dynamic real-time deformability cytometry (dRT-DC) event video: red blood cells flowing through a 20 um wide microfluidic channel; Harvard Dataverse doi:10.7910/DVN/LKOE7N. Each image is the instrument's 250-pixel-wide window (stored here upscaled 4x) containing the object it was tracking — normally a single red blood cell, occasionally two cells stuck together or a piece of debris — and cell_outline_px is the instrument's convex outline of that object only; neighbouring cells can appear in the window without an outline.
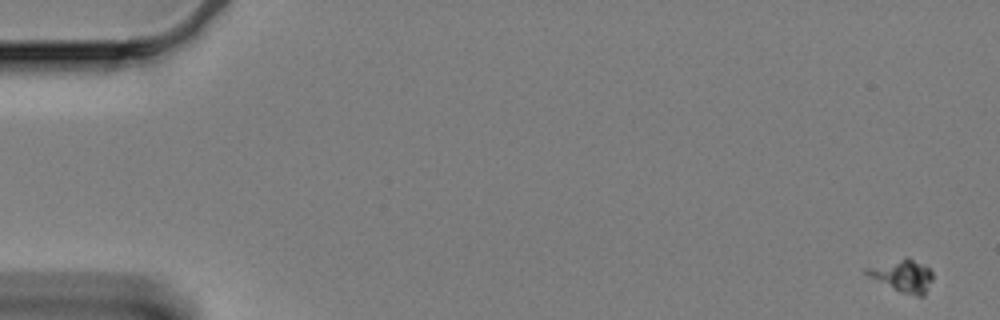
{"species": "Egyptian fruit bat (a non-hibernating species)", "species_latin": "Rousettus aegyptiacus", "temperature_condition": "cold", "stored_images_in_passage": 61, "camera_frame_rate_fps": 3000, "um_per_image_px": 0.085, "animal": {"sex": "female"}, "frame": {"image": 1, "passage_image": 1, "time_ms": 0.0, "image_size_px": [1000, 320], "cell_outline_px": [[932, 280], [924, 296], [916, 296], [900, 292], [868, 276], [864, 272], [864, 268], [904, 256], [908, 256], [928, 268], [932, 272]], "centroid_in_image_um": [76.71, 23.42], "position_along_channel_um": 8.3, "area_um2": 12.54}}
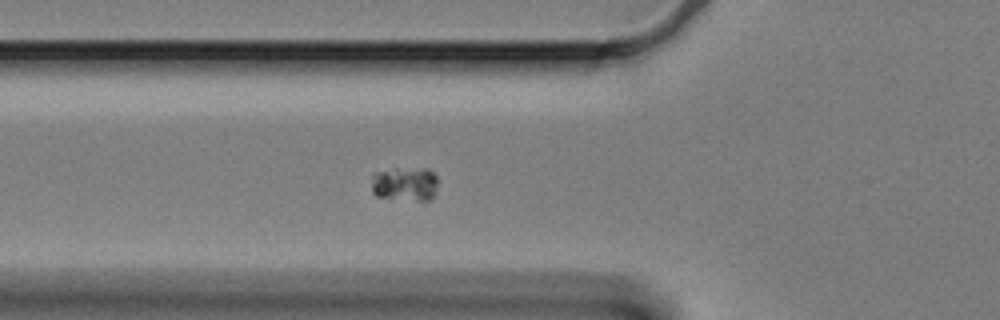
{"frame": {"image": 2, "passage_image": 22, "time_ms": 7.0, "image_size_px": [1000, 320], "cell_outline_px": [[436, 188], [432, 200], [420, 200], [376, 196], [372, 192], [372, 176], [376, 172], [424, 168], [428, 168], [436, 176]], "centroid_in_image_um": [34.44, 15.65], "position_along_channel_um": 91.4, "area_um2": 12.72}}
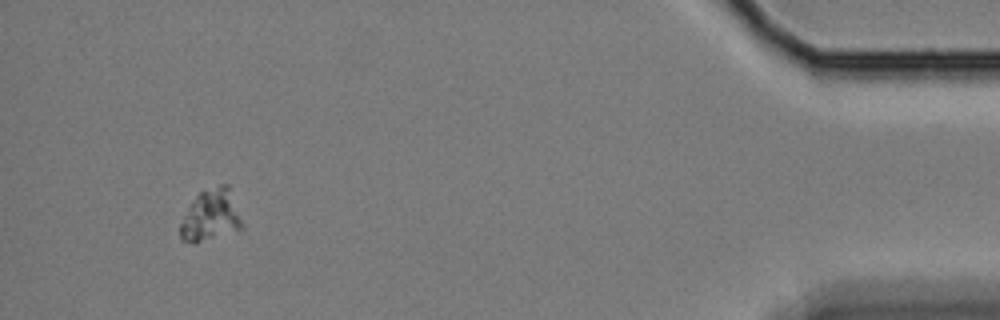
{"frame": {"image": 3, "passage_image": 58, "time_ms": 19.0, "image_size_px": [1000, 320], "cell_outline_px": [[240, 228], [196, 244], [192, 244], [180, 240], [180, 224], [184, 216], [196, 196], [200, 192], [220, 184], [228, 184], [240, 220]], "centroid_in_image_um": [17.85, 18.34], "position_along_channel_um": 417.4, "area_um2": 17.92}}